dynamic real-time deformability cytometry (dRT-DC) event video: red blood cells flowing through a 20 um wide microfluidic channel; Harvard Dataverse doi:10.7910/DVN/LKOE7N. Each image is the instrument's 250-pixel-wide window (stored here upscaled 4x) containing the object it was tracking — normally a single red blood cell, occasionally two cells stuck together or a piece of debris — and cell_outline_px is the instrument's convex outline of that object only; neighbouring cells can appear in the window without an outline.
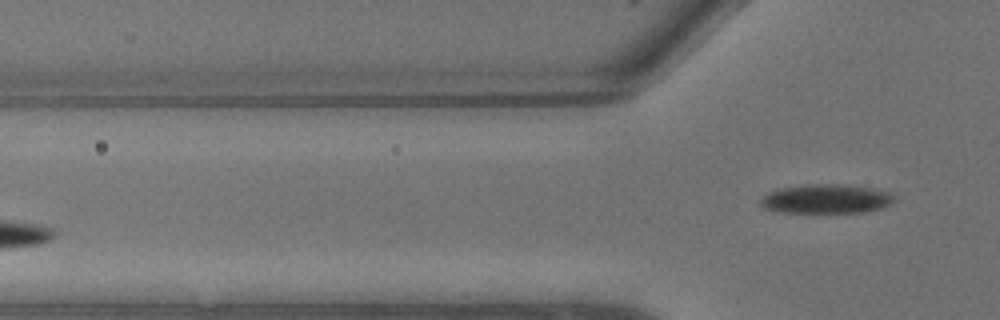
{"species": "common noctule bat (a hibernating species)", "species_latin": "Nyctalus noctula", "temperature_condition": "warm", "stored_images_in_passage": 4, "camera_frame_rate_fps": 3000, "um_per_image_px": 0.085, "animal": {"sex": "male", "body_mass_g": 13.3}, "frame": {"image": 1, "passage_image": 4, "time_ms": 1.0, "image_size_px": [1000, 320], "cell_outline_px": [[892, 204], [880, 208], [860, 212], [780, 212], [764, 208], [760, 204], [760, 200], [768, 192], [780, 188], [808, 184], [840, 184], [872, 188], [888, 192], [892, 196]], "centroid_in_image_um": [70.18, 16.9], "position_along_channel_um": 55.6, "area_um2": 22.43}}